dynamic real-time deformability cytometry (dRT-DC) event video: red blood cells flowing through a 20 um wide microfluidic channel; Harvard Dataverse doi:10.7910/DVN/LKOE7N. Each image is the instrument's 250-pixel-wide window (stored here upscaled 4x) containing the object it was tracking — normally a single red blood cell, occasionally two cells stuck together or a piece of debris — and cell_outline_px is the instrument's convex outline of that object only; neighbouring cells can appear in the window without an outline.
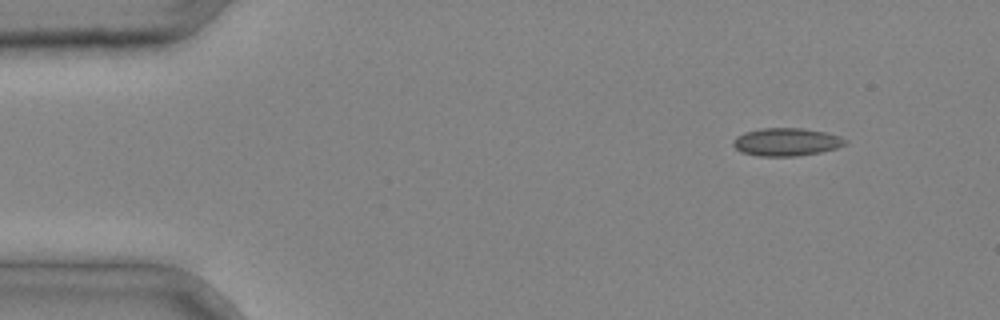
{"species": "common noctule bat (a hibernating species)", "species_latin": "Nyctalus noctula", "temperature_condition": "cold", "stored_images_in_passage": 3, "camera_frame_rate_fps": 3000, "um_per_image_px": 0.085, "animal": {"sex": "male", "body_mass_g": 20.4}, "frame": {"image": 1, "passage_image": 1, "time_ms": 0.0, "image_size_px": [1000, 320], "cell_outline_px": [[848, 144], [836, 148], [820, 152], [796, 156], [756, 156], [740, 152], [732, 144], [732, 140], [736, 136], [744, 132], [760, 128], [804, 128], [824, 132], [840, 136], [848, 140]], "centroid_in_image_um": [66.83, 12.06], "position_along_channel_um": 18.2, "area_um2": 18.44}}
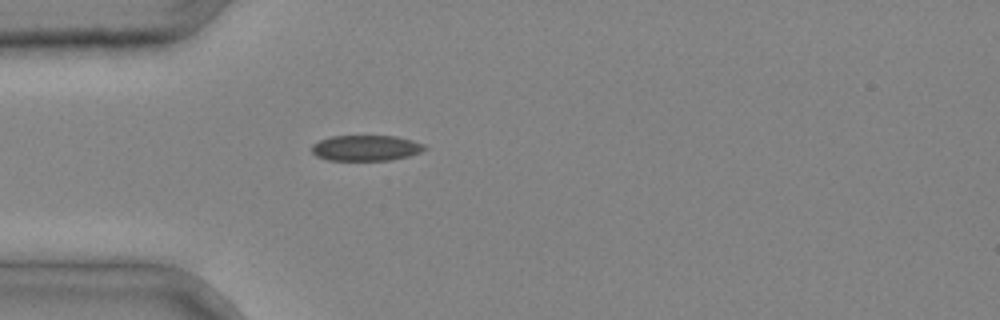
{"frame": {"image": 2, "passage_image": 3, "time_ms": 0.667, "image_size_px": [1000, 320], "cell_outline_px": [[428, 148], [420, 152], [408, 156], [392, 160], [328, 160], [316, 156], [312, 152], [312, 144], [320, 140], [332, 136], [396, 136], [412, 140], [424, 144]], "centroid_in_image_um": [31.11, 12.58], "position_along_channel_um": 53.9, "area_um2": 16.88}}